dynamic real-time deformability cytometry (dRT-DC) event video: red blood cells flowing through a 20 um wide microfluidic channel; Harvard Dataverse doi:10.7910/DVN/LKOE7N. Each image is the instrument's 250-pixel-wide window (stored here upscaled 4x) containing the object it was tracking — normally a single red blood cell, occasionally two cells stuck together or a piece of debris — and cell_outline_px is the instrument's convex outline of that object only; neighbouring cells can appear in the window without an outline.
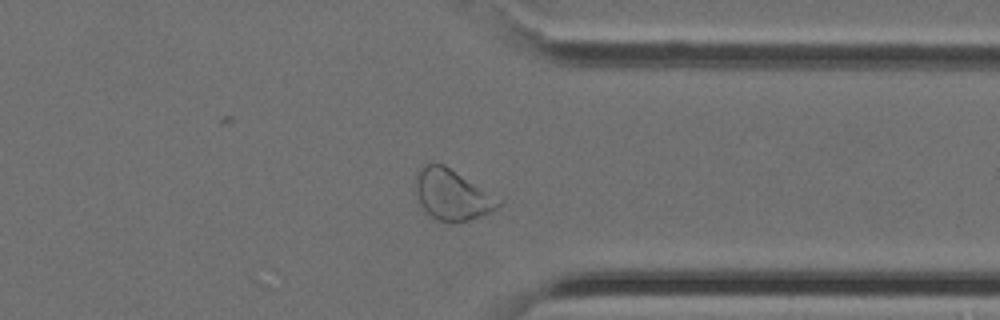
{"species": "Egyptian fruit bat (a non-hibernating species)", "species_latin": "Rousettus aegyptiacus", "temperature_condition": "cold", "stored_images_in_passage": 37, "camera_frame_rate_fps": 3000, "um_per_image_px": 0.085, "animal": {"sex": "female"}, "frame": {"image": 1, "passage_image": 27, "time_ms": 8.667, "image_size_px": [1000, 320], "cell_outline_px": [[504, 200], [496, 208], [480, 216], [456, 224], [452, 224], [436, 220], [424, 212], [420, 208], [416, 192], [416, 172], [424, 164], [444, 164], [504, 196]], "centroid_in_image_um": [38.5, 16.55], "position_along_channel_um": 372.9, "area_um2": 25.72}}